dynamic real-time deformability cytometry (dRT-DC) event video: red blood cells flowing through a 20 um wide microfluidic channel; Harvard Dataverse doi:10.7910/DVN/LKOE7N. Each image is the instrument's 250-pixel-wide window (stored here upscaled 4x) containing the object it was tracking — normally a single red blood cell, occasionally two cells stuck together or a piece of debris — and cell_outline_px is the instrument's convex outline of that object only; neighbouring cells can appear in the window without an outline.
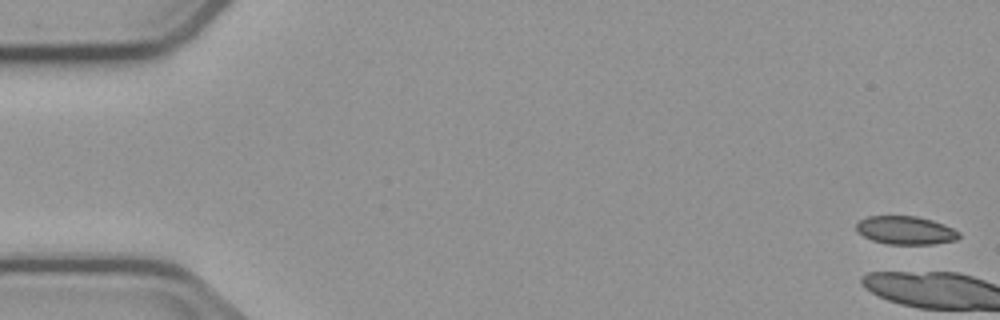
{"species": "common noctule bat (a hibernating species)", "species_latin": "Nyctalus noctula", "temperature_condition": "cold", "stored_images_in_passage": 6, "camera_frame_rate_fps": 3000, "um_per_image_px": 0.085, "animal": {"sex": "male", "body_mass_g": 23.1, "forearm_length_mm": 52.7}, "frame": {"image": 1, "passage_image": 1, "time_ms": 0.0, "image_size_px": [1000, 320], "cell_outline_px": [[960, 236], [956, 240], [936, 244], [888, 244], [872, 240], [856, 232], [856, 224], [860, 220], [868, 216], [916, 216], [932, 220], [944, 224], [960, 232]], "centroid_in_image_um": [76.98, 19.58], "position_along_channel_um": 8.0, "area_um2": 16.99}}